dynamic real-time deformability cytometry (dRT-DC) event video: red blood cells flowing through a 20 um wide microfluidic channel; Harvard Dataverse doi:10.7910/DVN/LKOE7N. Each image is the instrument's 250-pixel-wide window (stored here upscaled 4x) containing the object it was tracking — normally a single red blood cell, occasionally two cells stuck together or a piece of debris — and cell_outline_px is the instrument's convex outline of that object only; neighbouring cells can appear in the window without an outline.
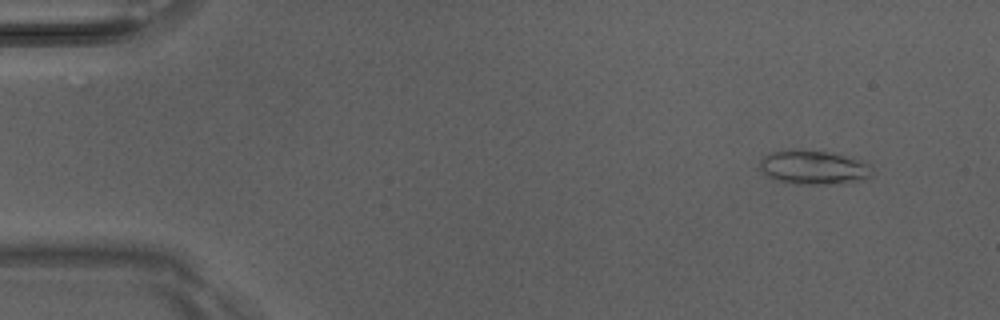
{"species": "Egyptian fruit bat (a non-hibernating species)", "species_latin": "Rousettus aegyptiacus", "temperature_condition": "room temperature", "stored_images_in_passage": 5, "camera_frame_rate_fps": 3000, "um_per_image_px": 0.085, "animal": {"sex": "male"}, "frame": {"image": 1, "passage_image": 2, "time_ms": 0.333, "image_size_px": [1000, 320], "cell_outline_px": [[872, 176], [864, 180], [832, 184], [800, 184], [772, 180], [760, 168], [760, 160], [764, 156], [772, 152], [796, 148], [828, 152], [852, 156], [872, 164]], "centroid_in_image_um": [69.21, 14.21], "position_along_channel_um": 15.8, "area_um2": 22.83}}
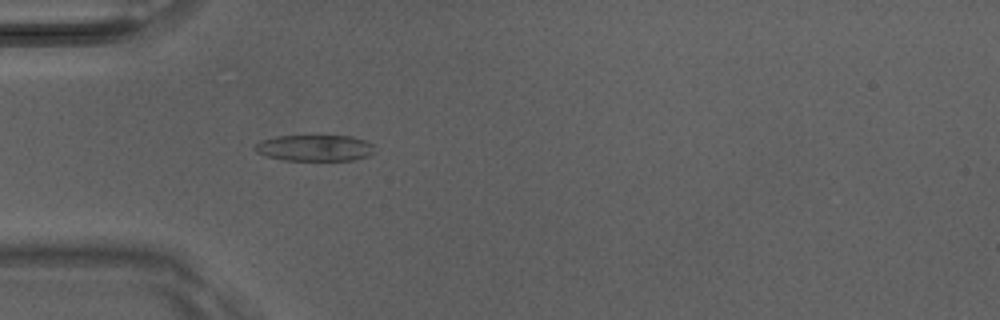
{"frame": {"image": 2, "passage_image": 5, "time_ms": 1.333, "image_size_px": [1000, 320], "cell_outline_px": [[376, 152], [368, 156], [356, 160], [284, 160], [264, 156], [256, 152], [252, 148], [260, 140], [276, 136], [352, 136], [364, 140], [372, 144]], "centroid_in_image_um": [26.74, 12.58], "position_along_channel_um": 58.3, "area_um2": 18.5}}